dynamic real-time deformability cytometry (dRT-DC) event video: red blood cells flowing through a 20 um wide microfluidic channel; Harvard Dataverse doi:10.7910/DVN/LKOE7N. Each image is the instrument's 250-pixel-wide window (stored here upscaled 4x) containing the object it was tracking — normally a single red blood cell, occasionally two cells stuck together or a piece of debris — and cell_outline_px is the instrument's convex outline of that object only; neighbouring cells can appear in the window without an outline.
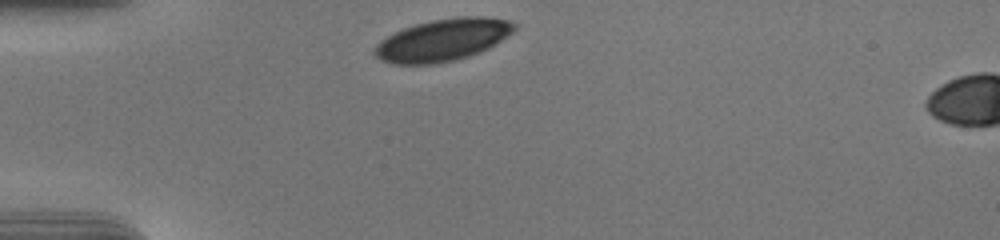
{"species": "human", "species_latin": "Homo sapiens", "temperature_condition": "cold", "stored_images_in_passage": 31, "camera_frame_rate_fps": 3000, "um_per_image_px": 0.085, "donor": {"sex": "male"}, "frame": {"image": 1, "passage_image": 1, "time_ms": 0.0, "image_size_px": [1000, 240], "cell_outline_px": [[516, 28], [508, 36], [488, 48], [480, 52], [468, 56], [452, 60], [432, 64], [392, 64], [380, 60], [372, 52], [372, 48], [380, 40], [404, 28], [416, 24], [432, 20], [464, 16], [484, 16], [508, 20], [516, 24]], "centroid_in_image_um": [37.61, 3.4], "position_along_channel_um": 47.4, "area_um2": 34.16}}
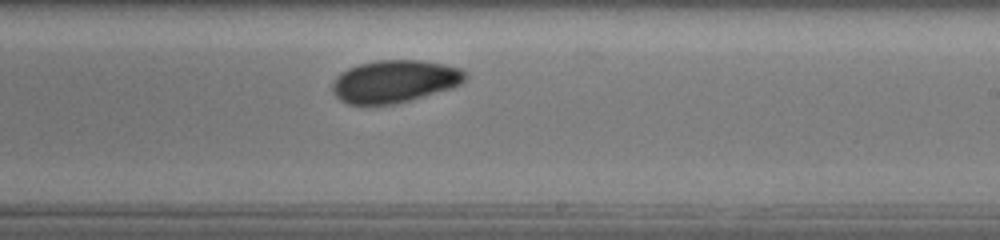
{"frame": {"image": 2, "passage_image": 20, "time_ms": 6.333, "image_size_px": [1000, 240], "cell_outline_px": [[468, 76], [460, 84], [452, 88], [396, 104], [348, 104], [340, 100], [332, 92], [332, 84], [336, 76], [340, 72], [348, 68], [360, 64], [376, 60], [420, 60], [444, 64], [460, 68]], "centroid_in_image_um": [33.52, 6.91], "position_along_channel_um": 255.5, "area_um2": 32.95}}
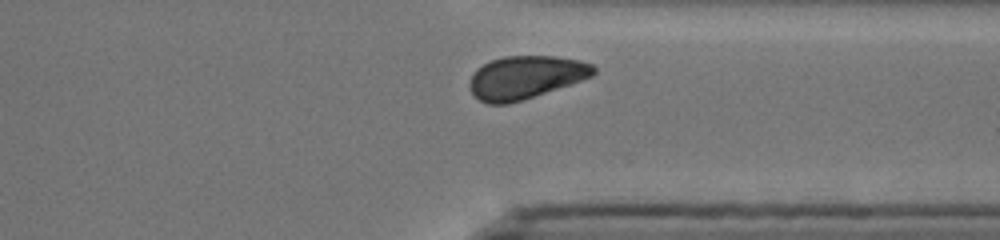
{"frame": {"image": 3, "passage_image": 29, "time_ms": 9.333, "image_size_px": [1000, 240], "cell_outline_px": [[596, 72], [592, 76], [508, 104], [488, 104], [480, 100], [472, 92], [468, 84], [472, 72], [476, 68], [492, 60], [504, 56], [556, 56], [580, 60], [592, 64], [596, 68]], "centroid_in_image_um": [44.64, 6.55], "position_along_channel_um": 366.8, "area_um2": 30.69}, "authors_computed_cell_mechanics": {"area_um2": 33.8708, "velocity_mm_per_s": 3.6808, "shape_relaxation_time_tau1_ms": 2.9668, "shape_relaxation_time_tau2_ms": null, "deformation_change_tau1": 0.0936, "deformation_change_tau2": null}}